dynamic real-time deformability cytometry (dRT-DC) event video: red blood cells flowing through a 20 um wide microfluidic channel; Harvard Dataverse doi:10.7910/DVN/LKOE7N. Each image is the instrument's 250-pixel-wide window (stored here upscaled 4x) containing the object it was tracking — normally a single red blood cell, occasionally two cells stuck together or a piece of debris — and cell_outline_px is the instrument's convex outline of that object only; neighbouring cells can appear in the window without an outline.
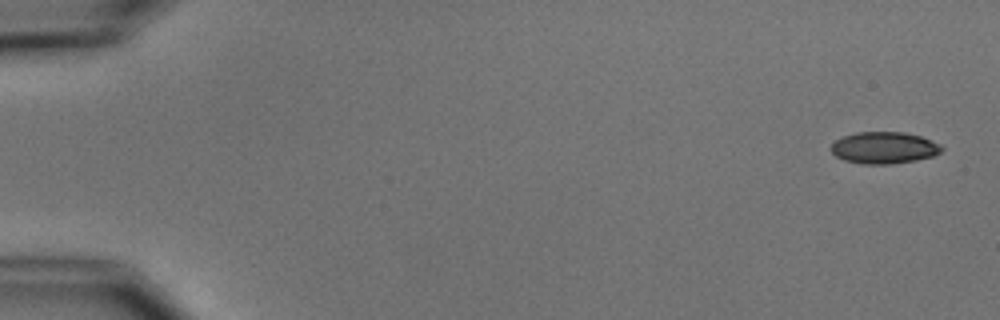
{"species": "common noctule bat (a hibernating species)", "species_latin": "Nyctalus noctula", "temperature_condition": "cold", "stored_images_in_passage": 6, "segment_of_instrument_passage": [1, 2], "camera_frame_rate_fps": 3000, "um_per_image_px": 0.085, "animal": {"sex": "male", "body_mass_g": 15.6}, "frame": {"image": 1, "passage_image": 1, "time_ms": 0.0, "image_size_px": [1000, 320], "cell_outline_px": [[944, 148], [940, 152], [932, 156], [916, 160], [892, 164], [860, 164], [844, 160], [836, 156], [828, 148], [836, 140], [844, 136], [856, 132], [904, 132], [920, 136], [940, 144]], "centroid_in_image_um": [75.12, 12.56], "position_along_channel_um": 9.9, "area_um2": 20.52}}
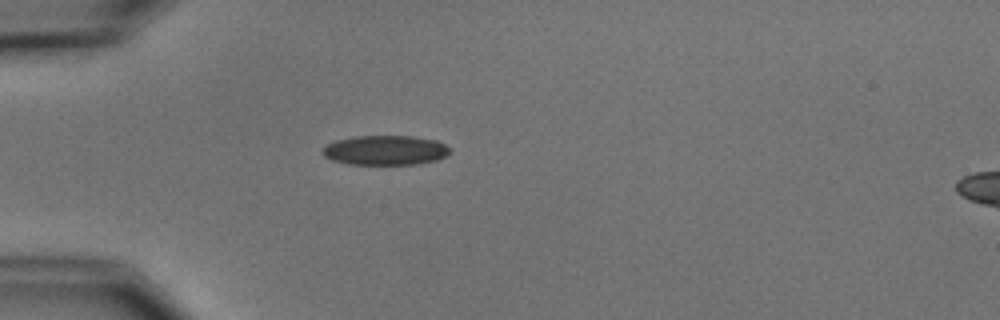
{"frame": {"image": 2, "passage_image": 5, "time_ms": 4.667, "image_size_px": [1000, 320], "cell_outline_px": [[452, 152], [436, 160], [416, 164], [348, 164], [332, 160], [324, 156], [320, 152], [328, 144], [336, 140], [356, 136], [412, 136], [436, 140], [452, 148]], "centroid_in_image_um": [32.76, 12.77], "position_along_channel_um": 52.2, "area_um2": 22.02}}